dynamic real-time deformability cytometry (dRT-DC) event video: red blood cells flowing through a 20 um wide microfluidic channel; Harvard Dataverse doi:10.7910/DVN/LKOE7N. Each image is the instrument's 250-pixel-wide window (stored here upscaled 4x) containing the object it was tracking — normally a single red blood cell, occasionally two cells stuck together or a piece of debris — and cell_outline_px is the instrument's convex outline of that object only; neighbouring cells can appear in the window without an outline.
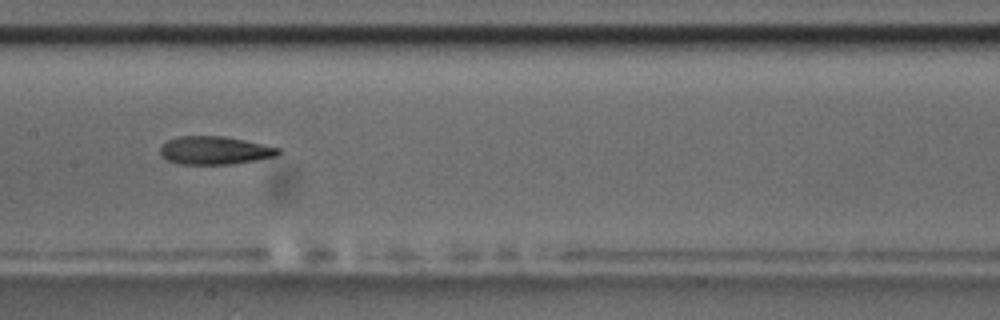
{"species": "common noctule bat (a hibernating species)", "species_latin": "Nyctalus noctula", "temperature_condition": "room temperature", "stored_images_in_passage": 39, "camera_frame_rate_fps": 3000, "um_per_image_px": 0.085, "animal": {"sex": "male", "body_mass_g": 17.5, "forearm_length_mm": 52.3}, "frame": {"image": 1, "passage_image": 12, "time_ms": 3.667, "image_size_px": [1000, 320], "cell_outline_px": [[280, 152], [276, 156], [256, 160], [232, 164], [180, 164], [168, 160], [160, 152], [160, 148], [168, 140], [180, 136], [224, 136], [244, 140], [280, 148]], "centroid_in_image_um": [18.27, 12.78], "position_along_channel_um": 189.1, "area_um2": 19.13}}
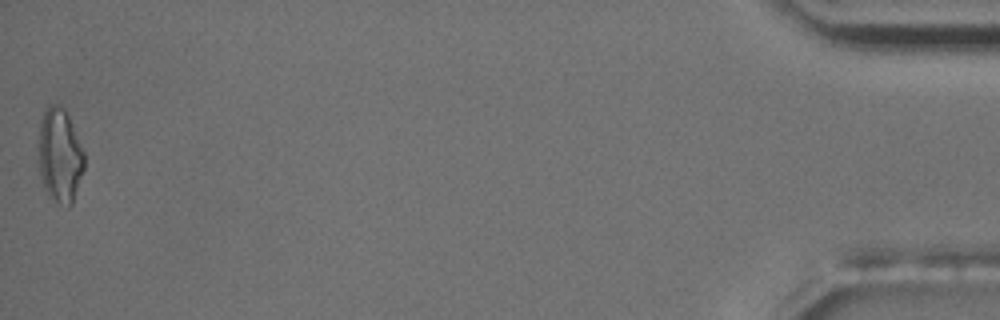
{"frame": {"image": 2, "passage_image": 39, "time_ms": 12.667, "image_size_px": [1000, 320], "cell_outline_px": [[84, 168], [72, 204], [68, 208], [60, 204], [48, 196], [44, 188], [40, 172], [36, 148], [40, 120], [44, 108], [52, 104], [60, 104], [64, 108], [68, 116], [84, 152]], "centroid_in_image_um": [5.04, 13.2], "position_along_channel_um": 430.2, "area_um2": 25.61}, "authors_computed_cell_mechanics": {"area_um2": 19.9988, "velocity_mm_per_s": 3.7365, "shape_relaxation_time_tau1_ms": 8.4011, "shape_relaxation_time_tau2_ms": 4.2894, "deformation_change_tau1": 0.2117, "deformation_change_tau2": 0.1521}}